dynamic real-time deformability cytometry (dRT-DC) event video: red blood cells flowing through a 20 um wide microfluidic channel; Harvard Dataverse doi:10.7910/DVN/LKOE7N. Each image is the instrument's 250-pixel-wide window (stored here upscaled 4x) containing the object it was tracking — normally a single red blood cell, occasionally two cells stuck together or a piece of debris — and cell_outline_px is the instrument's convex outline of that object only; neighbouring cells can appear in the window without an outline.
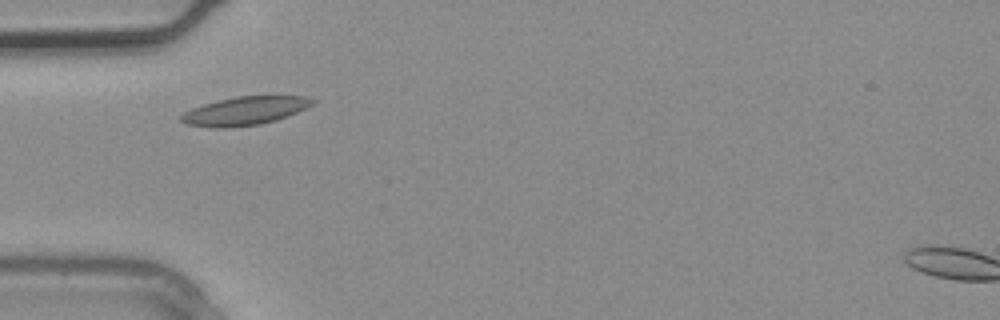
{"species": "common noctule bat (a hibernating species)", "species_latin": "Nyctalus noctula", "temperature_condition": "warm", "stored_images_in_passage": 2, "camera_frame_rate_fps": 3000, "um_per_image_px": 0.085, "animal": {"sex": "male", "body_mass_g": 20.4}, "frame": {"image": 1, "passage_image": 2, "time_ms": 0.333, "image_size_px": [1000, 320], "cell_outline_px": [[316, 100], [312, 104], [288, 116], [276, 120], [260, 124], [232, 128], [208, 128], [188, 124], [180, 120], [180, 116], [184, 112], [192, 108], [204, 104], [236, 96], [304, 96]], "centroid_in_image_um": [20.78, 9.44], "position_along_channel_um": 64.2, "area_um2": 21.68}}